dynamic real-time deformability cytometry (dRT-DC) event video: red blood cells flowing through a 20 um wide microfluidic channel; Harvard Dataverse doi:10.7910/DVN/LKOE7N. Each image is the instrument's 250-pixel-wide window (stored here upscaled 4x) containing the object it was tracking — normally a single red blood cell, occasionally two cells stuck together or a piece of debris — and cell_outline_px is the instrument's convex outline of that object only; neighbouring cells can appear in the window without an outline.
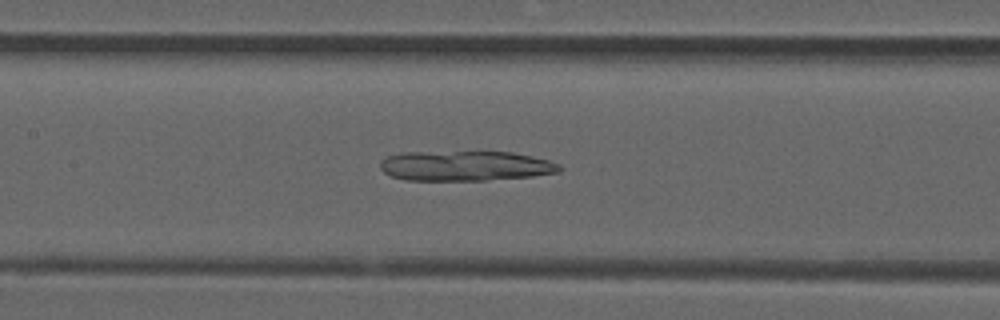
{"species": "common noctule bat (a hibernating species)", "species_latin": "Nyctalus noctula", "temperature_condition": "room temperature", "stored_images_in_passage": 42, "camera_frame_rate_fps": 3000, "um_per_image_px": 0.085, "animal": {"sex": "male", "forearm_length_mm": 52.5}, "frame": {"image": 1, "passage_image": 23, "time_ms": 7.333, "image_size_px": [1000, 320], "cell_outline_px": [[564, 168], [560, 172], [532, 176], [484, 180], [404, 180], [392, 176], [384, 172], [380, 168], [380, 160], [388, 156], [400, 152], [512, 152], [532, 156], [548, 160], [560, 164]], "centroid_in_image_um": [39.56, 14.1], "position_along_channel_um": 167.8, "area_um2": 31.44}}
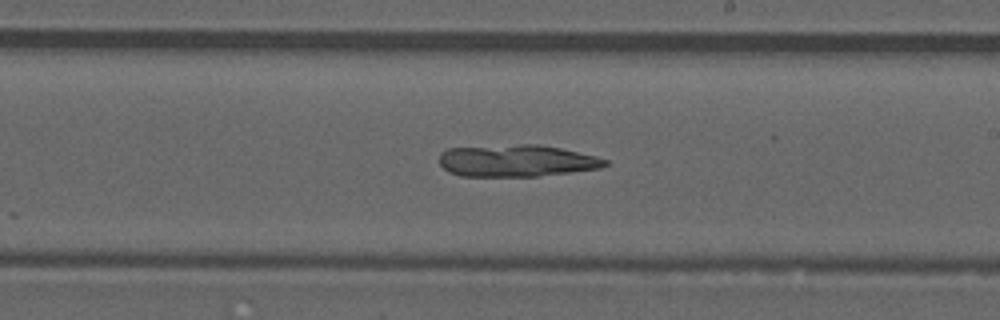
{"frame": {"image": 2, "passage_image": 29, "time_ms": 9.333, "image_size_px": [1000, 320], "cell_outline_px": [[608, 164], [600, 168], [536, 176], [460, 176], [448, 172], [440, 164], [440, 152], [448, 148], [520, 144], [540, 144], [560, 148], [596, 156], [608, 160]], "centroid_in_image_um": [43.88, 13.66], "position_along_channel_um": 245.1, "area_um2": 30.81}}
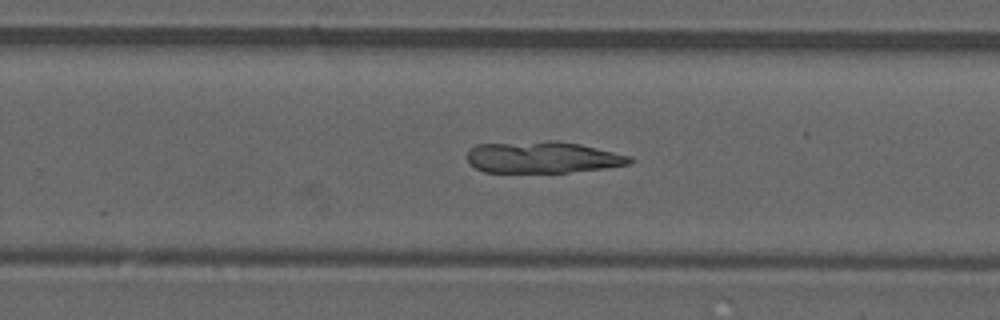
{"frame": {"image": 3, "passage_image": 32, "time_ms": 10.333, "image_size_px": [1000, 320], "cell_outline_px": [[632, 164], [604, 168], [568, 172], [484, 172], [468, 164], [468, 152], [476, 144], [548, 140], [556, 140], [580, 144], [632, 156]], "centroid_in_image_um": [46.13, 13.36], "position_along_channel_um": 283.7, "area_um2": 30.11}}